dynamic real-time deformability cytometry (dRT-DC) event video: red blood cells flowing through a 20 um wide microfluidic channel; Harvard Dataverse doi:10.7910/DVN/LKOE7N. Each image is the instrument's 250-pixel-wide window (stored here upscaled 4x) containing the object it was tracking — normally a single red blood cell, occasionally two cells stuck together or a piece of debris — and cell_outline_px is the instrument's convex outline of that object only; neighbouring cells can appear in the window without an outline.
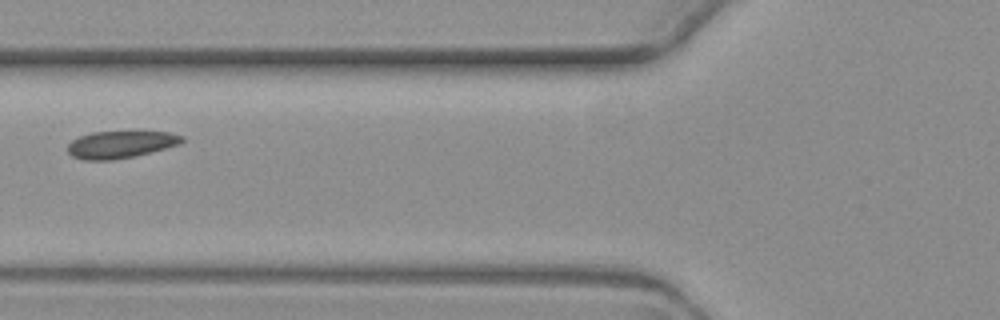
{"species": "common noctule bat (a hibernating species)", "species_latin": "Nyctalus noctula", "temperature_condition": "warm", "stored_images_in_passage": 6, "camera_frame_rate_fps": 3000, "um_per_image_px": 0.085, "animal": {"sex": "female", "body_mass_g": 19.3, "forearm_length_mm": 54.1}, "frame": {"image": 1, "passage_image": 6, "time_ms": 7.333, "image_size_px": [1000, 320], "cell_outline_px": [[184, 140], [180, 144], [136, 156], [112, 160], [84, 160], [72, 156], [68, 152], [68, 144], [72, 140], [80, 136], [92, 132], [168, 132], [184, 136]], "centroid_in_image_um": [10.25, 12.29], "position_along_channel_um": 115.6, "area_um2": 18.03}}